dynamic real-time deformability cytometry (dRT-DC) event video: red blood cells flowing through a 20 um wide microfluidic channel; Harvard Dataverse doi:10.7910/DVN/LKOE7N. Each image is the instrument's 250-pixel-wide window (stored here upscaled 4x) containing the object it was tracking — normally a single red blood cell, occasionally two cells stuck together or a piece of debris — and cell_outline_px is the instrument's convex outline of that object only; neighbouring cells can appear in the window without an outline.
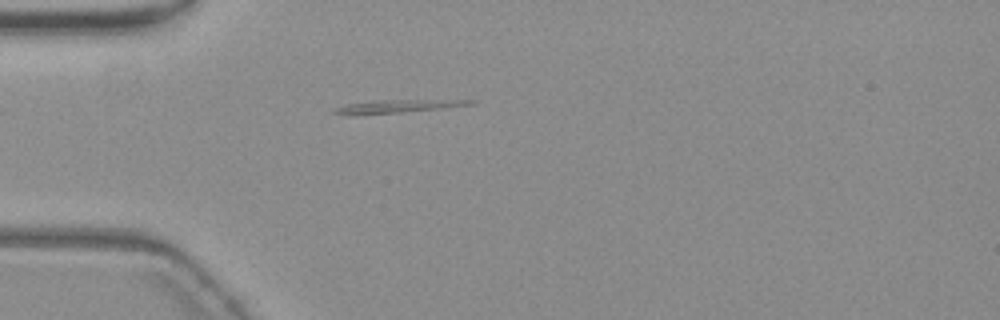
{"species": "common noctule bat (a hibernating species)", "species_latin": "Nyctalus noctula", "temperature_condition": "warm", "stored_images_in_passage": 3, "camera_frame_rate_fps": 3000, "um_per_image_px": 0.085, "animal": {"sex": "female", "body_mass_g": 19.3, "forearm_length_mm": 54.1}, "frame": {"image": 1, "passage_image": 1, "time_ms": 0.0, "image_size_px": [1000, 320], "cell_outline_px": [[476, 104], [440, 108], [400, 112], [356, 116], [332, 112], [336, 108], [348, 104], [376, 100], [476, 100]], "centroid_in_image_um": [33.76, 9.04], "position_along_channel_um": 51.2, "area_um2": 10.12}}